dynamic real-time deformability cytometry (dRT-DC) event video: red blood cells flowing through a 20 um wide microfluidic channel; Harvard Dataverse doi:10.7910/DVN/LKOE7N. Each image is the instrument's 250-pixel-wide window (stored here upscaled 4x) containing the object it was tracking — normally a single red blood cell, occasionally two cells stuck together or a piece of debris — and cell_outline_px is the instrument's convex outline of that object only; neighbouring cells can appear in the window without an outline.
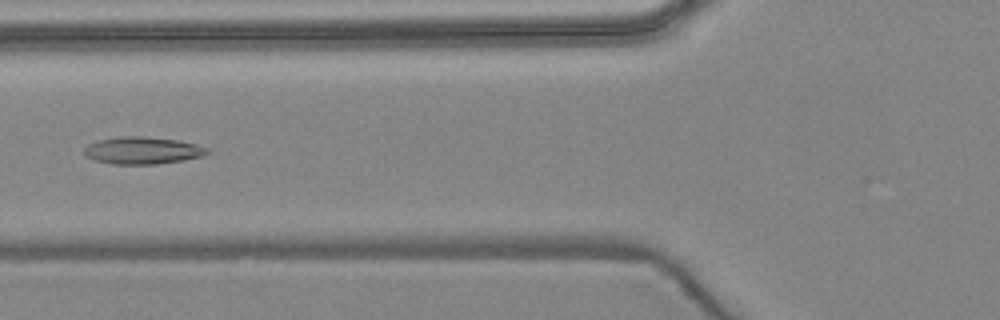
{"species": "common noctule bat (a hibernating species)", "species_latin": "Nyctalus noctula", "temperature_condition": "warm", "stored_images_in_passage": 6, "camera_frame_rate_fps": 3000, "um_per_image_px": 0.085, "animal": {"sex": "female", "body_mass_g": 24.6, "forearm_length_mm": 56.2}, "frame": {"image": 1, "passage_image": 6, "time_ms": 6.0, "image_size_px": [1000, 320], "cell_outline_px": [[212, 152], [204, 156], [184, 160], [156, 164], [112, 164], [92, 160], [84, 152], [84, 148], [88, 144], [100, 140], [120, 136], [144, 136], [176, 140], [196, 144], [208, 148]], "centroid_in_image_um": [12.15, 12.79], "position_along_channel_um": 113.7, "area_um2": 19.59}}